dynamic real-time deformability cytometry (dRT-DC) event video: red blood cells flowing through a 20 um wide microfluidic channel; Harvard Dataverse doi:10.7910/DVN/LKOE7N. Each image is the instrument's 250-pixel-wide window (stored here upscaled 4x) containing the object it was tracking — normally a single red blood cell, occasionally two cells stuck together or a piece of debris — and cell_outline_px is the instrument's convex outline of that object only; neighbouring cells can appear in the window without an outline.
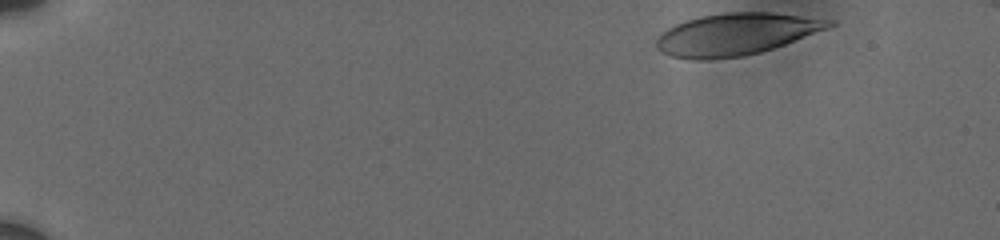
{"species": "human", "species_latin": "Homo sapiens", "temperature_condition": "cold", "stored_images_in_passage": 41, "camera_frame_rate_fps": 3000, "um_per_image_px": 0.085, "donor": {"sex": "male"}, "frame": {"image": 1, "passage_image": 1, "time_ms": 0.0, "image_size_px": [1000, 240], "cell_outline_px": [[836, 24], [828, 28], [784, 44], [760, 52], [744, 56], [708, 60], [696, 60], [672, 56], [660, 52], [656, 48], [656, 40], [668, 28], [684, 20], [700, 16], [724, 12], [772, 12], [836, 20]], "centroid_in_image_um": [62.55, 2.9], "position_along_channel_um": 22.4, "area_um2": 42.19}}
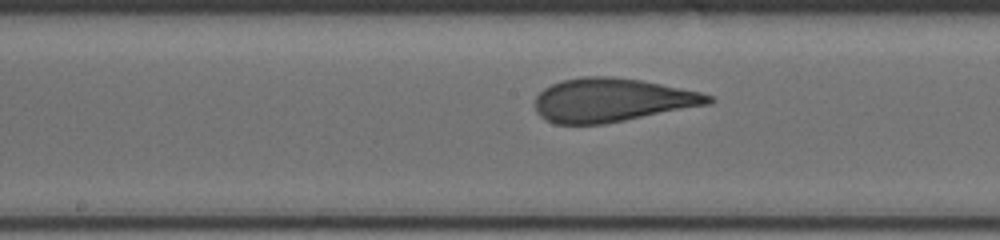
{"frame": {"image": 2, "passage_image": 24, "time_ms": 8.333, "image_size_px": [1000, 240], "cell_outline_px": [[716, 100], [712, 104], [604, 124], [556, 124], [540, 116], [536, 112], [536, 96], [544, 88], [552, 84], [564, 80], [584, 76], [612, 76], [640, 80], [700, 92], [712, 96]], "centroid_in_image_um": [52.04, 8.51], "position_along_channel_um": 196.2, "area_um2": 43.99}}
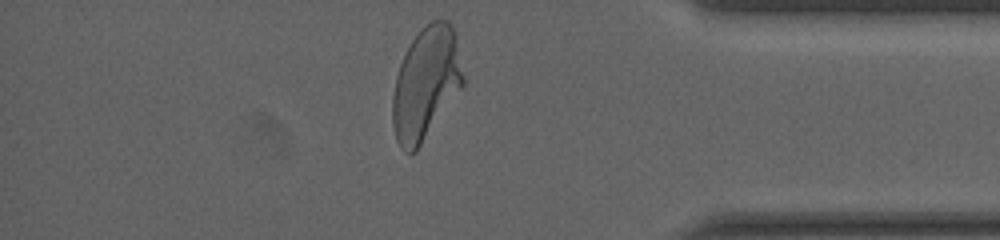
{"frame": {"image": 3, "passage_image": 41, "time_ms": 14.333, "image_size_px": [1000, 240], "cell_outline_px": [[464, 84], [416, 152], [404, 152], [400, 148], [396, 140], [392, 124], [392, 96], [396, 76], [400, 64], [412, 40], [432, 20], [448, 20], [452, 24], [456, 40], [464, 76]], "centroid_in_image_um": [36.19, 7.14], "position_along_channel_um": 399.0, "area_um2": 45.84}, "authors_computed_cell_mechanics": {"area_um2": 44.1014, "velocity_mm_per_s": 3.7026, "shape_relaxation_time_tau1_ms": 5.8255, "shape_relaxation_time_tau2_ms": 0.7976, "deformation_change_tau1": 0.2049, "deformation_change_tau2": 0.0855}}